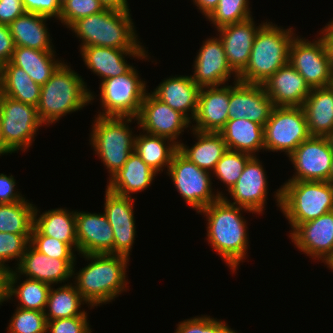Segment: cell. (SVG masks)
Listing matches in <instances>:
<instances>
[{
    "label": "cell",
    "instance_id": "cell-9",
    "mask_svg": "<svg viewBox=\"0 0 333 333\" xmlns=\"http://www.w3.org/2000/svg\"><path fill=\"white\" fill-rule=\"evenodd\" d=\"M37 107L2 95L0 125L4 140V154L26 151L32 145L39 127H42Z\"/></svg>",
    "mask_w": 333,
    "mask_h": 333
},
{
    "label": "cell",
    "instance_id": "cell-54",
    "mask_svg": "<svg viewBox=\"0 0 333 333\" xmlns=\"http://www.w3.org/2000/svg\"><path fill=\"white\" fill-rule=\"evenodd\" d=\"M6 274H7V271L0 268V304L1 305L4 301H7V296H6V288H7L6 287L7 286Z\"/></svg>",
    "mask_w": 333,
    "mask_h": 333
},
{
    "label": "cell",
    "instance_id": "cell-22",
    "mask_svg": "<svg viewBox=\"0 0 333 333\" xmlns=\"http://www.w3.org/2000/svg\"><path fill=\"white\" fill-rule=\"evenodd\" d=\"M76 259L50 258L37 251L31 244L21 257L14 271L21 277L52 284L64 283L73 278Z\"/></svg>",
    "mask_w": 333,
    "mask_h": 333
},
{
    "label": "cell",
    "instance_id": "cell-17",
    "mask_svg": "<svg viewBox=\"0 0 333 333\" xmlns=\"http://www.w3.org/2000/svg\"><path fill=\"white\" fill-rule=\"evenodd\" d=\"M134 199L122 196L106 188L104 214L113 229L114 254L130 257L135 240Z\"/></svg>",
    "mask_w": 333,
    "mask_h": 333
},
{
    "label": "cell",
    "instance_id": "cell-6",
    "mask_svg": "<svg viewBox=\"0 0 333 333\" xmlns=\"http://www.w3.org/2000/svg\"><path fill=\"white\" fill-rule=\"evenodd\" d=\"M132 20L130 11L105 9L76 20L69 28L81 39L80 49L86 46L137 49L142 43Z\"/></svg>",
    "mask_w": 333,
    "mask_h": 333
},
{
    "label": "cell",
    "instance_id": "cell-36",
    "mask_svg": "<svg viewBox=\"0 0 333 333\" xmlns=\"http://www.w3.org/2000/svg\"><path fill=\"white\" fill-rule=\"evenodd\" d=\"M19 278L20 276L13 269L7 271V300L12 299L13 296H15L16 300L18 298V302L20 303H18L17 307L44 312L51 285L30 278H26L23 283H19L18 285L16 283L18 282Z\"/></svg>",
    "mask_w": 333,
    "mask_h": 333
},
{
    "label": "cell",
    "instance_id": "cell-48",
    "mask_svg": "<svg viewBox=\"0 0 333 333\" xmlns=\"http://www.w3.org/2000/svg\"><path fill=\"white\" fill-rule=\"evenodd\" d=\"M16 180L13 175L0 174V204L23 201L25 198L15 190Z\"/></svg>",
    "mask_w": 333,
    "mask_h": 333
},
{
    "label": "cell",
    "instance_id": "cell-21",
    "mask_svg": "<svg viewBox=\"0 0 333 333\" xmlns=\"http://www.w3.org/2000/svg\"><path fill=\"white\" fill-rule=\"evenodd\" d=\"M80 54L84 64L94 74L105 79L121 76L127 73L133 66L127 63L125 57L148 59V52L140 45L137 49H115L102 46L81 47Z\"/></svg>",
    "mask_w": 333,
    "mask_h": 333
},
{
    "label": "cell",
    "instance_id": "cell-23",
    "mask_svg": "<svg viewBox=\"0 0 333 333\" xmlns=\"http://www.w3.org/2000/svg\"><path fill=\"white\" fill-rule=\"evenodd\" d=\"M259 26H255L253 17L216 29L224 46L227 62L239 75L247 66L253 42Z\"/></svg>",
    "mask_w": 333,
    "mask_h": 333
},
{
    "label": "cell",
    "instance_id": "cell-56",
    "mask_svg": "<svg viewBox=\"0 0 333 333\" xmlns=\"http://www.w3.org/2000/svg\"><path fill=\"white\" fill-rule=\"evenodd\" d=\"M326 137L329 141L331 149L333 150V130Z\"/></svg>",
    "mask_w": 333,
    "mask_h": 333
},
{
    "label": "cell",
    "instance_id": "cell-43",
    "mask_svg": "<svg viewBox=\"0 0 333 333\" xmlns=\"http://www.w3.org/2000/svg\"><path fill=\"white\" fill-rule=\"evenodd\" d=\"M30 244L40 253L58 259H76L75 251L68 244L43 235L35 226L33 227Z\"/></svg>",
    "mask_w": 333,
    "mask_h": 333
},
{
    "label": "cell",
    "instance_id": "cell-12",
    "mask_svg": "<svg viewBox=\"0 0 333 333\" xmlns=\"http://www.w3.org/2000/svg\"><path fill=\"white\" fill-rule=\"evenodd\" d=\"M294 37L289 49V63L304 77L310 88L330 86L332 68L325 43Z\"/></svg>",
    "mask_w": 333,
    "mask_h": 333
},
{
    "label": "cell",
    "instance_id": "cell-8",
    "mask_svg": "<svg viewBox=\"0 0 333 333\" xmlns=\"http://www.w3.org/2000/svg\"><path fill=\"white\" fill-rule=\"evenodd\" d=\"M99 89L103 112L97 116L102 117L137 118L147 93L146 83L134 66L124 75L101 81Z\"/></svg>",
    "mask_w": 333,
    "mask_h": 333
},
{
    "label": "cell",
    "instance_id": "cell-1",
    "mask_svg": "<svg viewBox=\"0 0 333 333\" xmlns=\"http://www.w3.org/2000/svg\"><path fill=\"white\" fill-rule=\"evenodd\" d=\"M249 211L244 207L228 203L223 197L211 203L198 213L206 216L207 240L215 252L225 261L231 271L238 269L245 260L249 241L247 223L241 211Z\"/></svg>",
    "mask_w": 333,
    "mask_h": 333
},
{
    "label": "cell",
    "instance_id": "cell-41",
    "mask_svg": "<svg viewBox=\"0 0 333 333\" xmlns=\"http://www.w3.org/2000/svg\"><path fill=\"white\" fill-rule=\"evenodd\" d=\"M11 317L8 333H46L47 320L44 312L17 307Z\"/></svg>",
    "mask_w": 333,
    "mask_h": 333
},
{
    "label": "cell",
    "instance_id": "cell-2",
    "mask_svg": "<svg viewBox=\"0 0 333 333\" xmlns=\"http://www.w3.org/2000/svg\"><path fill=\"white\" fill-rule=\"evenodd\" d=\"M91 262L75 273L77 291L91 308L115 300L128 288L126 269L129 259L115 254H82ZM76 282V283H75Z\"/></svg>",
    "mask_w": 333,
    "mask_h": 333
},
{
    "label": "cell",
    "instance_id": "cell-34",
    "mask_svg": "<svg viewBox=\"0 0 333 333\" xmlns=\"http://www.w3.org/2000/svg\"><path fill=\"white\" fill-rule=\"evenodd\" d=\"M2 95L38 106L41 94V85L35 83L22 68L15 66L11 61L1 66Z\"/></svg>",
    "mask_w": 333,
    "mask_h": 333
},
{
    "label": "cell",
    "instance_id": "cell-20",
    "mask_svg": "<svg viewBox=\"0 0 333 333\" xmlns=\"http://www.w3.org/2000/svg\"><path fill=\"white\" fill-rule=\"evenodd\" d=\"M77 254H114L113 229L106 215L75 211Z\"/></svg>",
    "mask_w": 333,
    "mask_h": 333
},
{
    "label": "cell",
    "instance_id": "cell-47",
    "mask_svg": "<svg viewBox=\"0 0 333 333\" xmlns=\"http://www.w3.org/2000/svg\"><path fill=\"white\" fill-rule=\"evenodd\" d=\"M23 5L28 13L55 18L59 20L61 5L57 0H23Z\"/></svg>",
    "mask_w": 333,
    "mask_h": 333
},
{
    "label": "cell",
    "instance_id": "cell-60",
    "mask_svg": "<svg viewBox=\"0 0 333 333\" xmlns=\"http://www.w3.org/2000/svg\"><path fill=\"white\" fill-rule=\"evenodd\" d=\"M57 1L62 6L67 0H57Z\"/></svg>",
    "mask_w": 333,
    "mask_h": 333
},
{
    "label": "cell",
    "instance_id": "cell-29",
    "mask_svg": "<svg viewBox=\"0 0 333 333\" xmlns=\"http://www.w3.org/2000/svg\"><path fill=\"white\" fill-rule=\"evenodd\" d=\"M227 149L256 156V152L264 151V127L246 119H229L219 132Z\"/></svg>",
    "mask_w": 333,
    "mask_h": 333
},
{
    "label": "cell",
    "instance_id": "cell-32",
    "mask_svg": "<svg viewBox=\"0 0 333 333\" xmlns=\"http://www.w3.org/2000/svg\"><path fill=\"white\" fill-rule=\"evenodd\" d=\"M38 212L40 213L37 207H35L34 226L43 235L56 238L78 252L75 212H71L65 208L51 209L45 211L40 216Z\"/></svg>",
    "mask_w": 333,
    "mask_h": 333
},
{
    "label": "cell",
    "instance_id": "cell-59",
    "mask_svg": "<svg viewBox=\"0 0 333 333\" xmlns=\"http://www.w3.org/2000/svg\"><path fill=\"white\" fill-rule=\"evenodd\" d=\"M1 96H2V82H1V76H0V99H1Z\"/></svg>",
    "mask_w": 333,
    "mask_h": 333
},
{
    "label": "cell",
    "instance_id": "cell-50",
    "mask_svg": "<svg viewBox=\"0 0 333 333\" xmlns=\"http://www.w3.org/2000/svg\"><path fill=\"white\" fill-rule=\"evenodd\" d=\"M15 44L8 25L0 23V66L11 61Z\"/></svg>",
    "mask_w": 333,
    "mask_h": 333
},
{
    "label": "cell",
    "instance_id": "cell-27",
    "mask_svg": "<svg viewBox=\"0 0 333 333\" xmlns=\"http://www.w3.org/2000/svg\"><path fill=\"white\" fill-rule=\"evenodd\" d=\"M156 174L133 151L123 167L109 179L107 188L116 194L131 197V194L144 191L151 186Z\"/></svg>",
    "mask_w": 333,
    "mask_h": 333
},
{
    "label": "cell",
    "instance_id": "cell-38",
    "mask_svg": "<svg viewBox=\"0 0 333 333\" xmlns=\"http://www.w3.org/2000/svg\"><path fill=\"white\" fill-rule=\"evenodd\" d=\"M23 201L0 204V232L31 235L34 227L35 205Z\"/></svg>",
    "mask_w": 333,
    "mask_h": 333
},
{
    "label": "cell",
    "instance_id": "cell-11",
    "mask_svg": "<svg viewBox=\"0 0 333 333\" xmlns=\"http://www.w3.org/2000/svg\"><path fill=\"white\" fill-rule=\"evenodd\" d=\"M310 136L302 107L275 106L264 125V150L283 151L289 157Z\"/></svg>",
    "mask_w": 333,
    "mask_h": 333
},
{
    "label": "cell",
    "instance_id": "cell-49",
    "mask_svg": "<svg viewBox=\"0 0 333 333\" xmlns=\"http://www.w3.org/2000/svg\"><path fill=\"white\" fill-rule=\"evenodd\" d=\"M26 13L23 0H0V23L9 25Z\"/></svg>",
    "mask_w": 333,
    "mask_h": 333
},
{
    "label": "cell",
    "instance_id": "cell-5",
    "mask_svg": "<svg viewBox=\"0 0 333 333\" xmlns=\"http://www.w3.org/2000/svg\"><path fill=\"white\" fill-rule=\"evenodd\" d=\"M274 196L291 232L299 224L333 211V184L329 181H286Z\"/></svg>",
    "mask_w": 333,
    "mask_h": 333
},
{
    "label": "cell",
    "instance_id": "cell-55",
    "mask_svg": "<svg viewBox=\"0 0 333 333\" xmlns=\"http://www.w3.org/2000/svg\"><path fill=\"white\" fill-rule=\"evenodd\" d=\"M1 155H4V140H3L1 125H0V156Z\"/></svg>",
    "mask_w": 333,
    "mask_h": 333
},
{
    "label": "cell",
    "instance_id": "cell-33",
    "mask_svg": "<svg viewBox=\"0 0 333 333\" xmlns=\"http://www.w3.org/2000/svg\"><path fill=\"white\" fill-rule=\"evenodd\" d=\"M55 51H40L23 46H15L11 62L22 68L37 84L44 85L62 63L55 59Z\"/></svg>",
    "mask_w": 333,
    "mask_h": 333
},
{
    "label": "cell",
    "instance_id": "cell-39",
    "mask_svg": "<svg viewBox=\"0 0 333 333\" xmlns=\"http://www.w3.org/2000/svg\"><path fill=\"white\" fill-rule=\"evenodd\" d=\"M252 155L239 151L227 150L217 162L213 175L226 185L229 191L237 182L245 165Z\"/></svg>",
    "mask_w": 333,
    "mask_h": 333
},
{
    "label": "cell",
    "instance_id": "cell-44",
    "mask_svg": "<svg viewBox=\"0 0 333 333\" xmlns=\"http://www.w3.org/2000/svg\"><path fill=\"white\" fill-rule=\"evenodd\" d=\"M105 10L99 0H67L61 6L59 21L69 28L76 20Z\"/></svg>",
    "mask_w": 333,
    "mask_h": 333
},
{
    "label": "cell",
    "instance_id": "cell-35",
    "mask_svg": "<svg viewBox=\"0 0 333 333\" xmlns=\"http://www.w3.org/2000/svg\"><path fill=\"white\" fill-rule=\"evenodd\" d=\"M143 133L135 135L134 152L157 174L163 167L168 170L178 145L169 138Z\"/></svg>",
    "mask_w": 333,
    "mask_h": 333
},
{
    "label": "cell",
    "instance_id": "cell-25",
    "mask_svg": "<svg viewBox=\"0 0 333 333\" xmlns=\"http://www.w3.org/2000/svg\"><path fill=\"white\" fill-rule=\"evenodd\" d=\"M262 85L274 106L302 107L311 92L304 77L289 62Z\"/></svg>",
    "mask_w": 333,
    "mask_h": 333
},
{
    "label": "cell",
    "instance_id": "cell-42",
    "mask_svg": "<svg viewBox=\"0 0 333 333\" xmlns=\"http://www.w3.org/2000/svg\"><path fill=\"white\" fill-rule=\"evenodd\" d=\"M31 235H21L0 232V268L10 271L12 268L5 264L7 261L17 260L18 264L30 244Z\"/></svg>",
    "mask_w": 333,
    "mask_h": 333
},
{
    "label": "cell",
    "instance_id": "cell-57",
    "mask_svg": "<svg viewBox=\"0 0 333 333\" xmlns=\"http://www.w3.org/2000/svg\"><path fill=\"white\" fill-rule=\"evenodd\" d=\"M329 182L333 184V156L331 161V168H330V174H329Z\"/></svg>",
    "mask_w": 333,
    "mask_h": 333
},
{
    "label": "cell",
    "instance_id": "cell-37",
    "mask_svg": "<svg viewBox=\"0 0 333 333\" xmlns=\"http://www.w3.org/2000/svg\"><path fill=\"white\" fill-rule=\"evenodd\" d=\"M86 303L77 288L72 283H67L57 289L51 286L47 304L44 311L47 321L87 316L86 311H81V305Z\"/></svg>",
    "mask_w": 333,
    "mask_h": 333
},
{
    "label": "cell",
    "instance_id": "cell-3",
    "mask_svg": "<svg viewBox=\"0 0 333 333\" xmlns=\"http://www.w3.org/2000/svg\"><path fill=\"white\" fill-rule=\"evenodd\" d=\"M94 97L82 77L63 61L41 86L38 116L44 125H50L68 113L83 109Z\"/></svg>",
    "mask_w": 333,
    "mask_h": 333
},
{
    "label": "cell",
    "instance_id": "cell-15",
    "mask_svg": "<svg viewBox=\"0 0 333 333\" xmlns=\"http://www.w3.org/2000/svg\"><path fill=\"white\" fill-rule=\"evenodd\" d=\"M273 101L261 84L243 83L234 80L229 85L228 120L248 119L264 127L274 109Z\"/></svg>",
    "mask_w": 333,
    "mask_h": 333
},
{
    "label": "cell",
    "instance_id": "cell-40",
    "mask_svg": "<svg viewBox=\"0 0 333 333\" xmlns=\"http://www.w3.org/2000/svg\"><path fill=\"white\" fill-rule=\"evenodd\" d=\"M249 0H219L217 7L206 18L215 28L238 23L251 18Z\"/></svg>",
    "mask_w": 333,
    "mask_h": 333
},
{
    "label": "cell",
    "instance_id": "cell-45",
    "mask_svg": "<svg viewBox=\"0 0 333 333\" xmlns=\"http://www.w3.org/2000/svg\"><path fill=\"white\" fill-rule=\"evenodd\" d=\"M175 333H238L222 320L210 316H197L179 322Z\"/></svg>",
    "mask_w": 333,
    "mask_h": 333
},
{
    "label": "cell",
    "instance_id": "cell-61",
    "mask_svg": "<svg viewBox=\"0 0 333 333\" xmlns=\"http://www.w3.org/2000/svg\"><path fill=\"white\" fill-rule=\"evenodd\" d=\"M330 86H331V88L333 89V73H332V79H331Z\"/></svg>",
    "mask_w": 333,
    "mask_h": 333
},
{
    "label": "cell",
    "instance_id": "cell-7",
    "mask_svg": "<svg viewBox=\"0 0 333 333\" xmlns=\"http://www.w3.org/2000/svg\"><path fill=\"white\" fill-rule=\"evenodd\" d=\"M133 117L97 116L90 133V144L108 170L111 179L134 151L135 134L127 125Z\"/></svg>",
    "mask_w": 333,
    "mask_h": 333
},
{
    "label": "cell",
    "instance_id": "cell-58",
    "mask_svg": "<svg viewBox=\"0 0 333 333\" xmlns=\"http://www.w3.org/2000/svg\"><path fill=\"white\" fill-rule=\"evenodd\" d=\"M325 264L333 270V255L325 262Z\"/></svg>",
    "mask_w": 333,
    "mask_h": 333
},
{
    "label": "cell",
    "instance_id": "cell-10",
    "mask_svg": "<svg viewBox=\"0 0 333 333\" xmlns=\"http://www.w3.org/2000/svg\"><path fill=\"white\" fill-rule=\"evenodd\" d=\"M167 173L185 203L197 213L224 195L212 192L211 172L196 166L179 150L174 153Z\"/></svg>",
    "mask_w": 333,
    "mask_h": 333
},
{
    "label": "cell",
    "instance_id": "cell-13",
    "mask_svg": "<svg viewBox=\"0 0 333 333\" xmlns=\"http://www.w3.org/2000/svg\"><path fill=\"white\" fill-rule=\"evenodd\" d=\"M332 156L327 137L310 136L289 156L296 171L288 181H329Z\"/></svg>",
    "mask_w": 333,
    "mask_h": 333
},
{
    "label": "cell",
    "instance_id": "cell-14",
    "mask_svg": "<svg viewBox=\"0 0 333 333\" xmlns=\"http://www.w3.org/2000/svg\"><path fill=\"white\" fill-rule=\"evenodd\" d=\"M136 121L138 128L143 129V132L169 138L177 145L181 143L177 140L180 134L185 128L191 127L192 123L185 115L172 109L149 92L142 101Z\"/></svg>",
    "mask_w": 333,
    "mask_h": 333
},
{
    "label": "cell",
    "instance_id": "cell-16",
    "mask_svg": "<svg viewBox=\"0 0 333 333\" xmlns=\"http://www.w3.org/2000/svg\"><path fill=\"white\" fill-rule=\"evenodd\" d=\"M194 61L192 80L197 86L212 87L226 85L231 75L238 80V75L227 62L224 46L220 37H211L203 41ZM226 82V84H225Z\"/></svg>",
    "mask_w": 333,
    "mask_h": 333
},
{
    "label": "cell",
    "instance_id": "cell-51",
    "mask_svg": "<svg viewBox=\"0 0 333 333\" xmlns=\"http://www.w3.org/2000/svg\"><path fill=\"white\" fill-rule=\"evenodd\" d=\"M320 33L322 34L320 36L325 43L333 72V20L326 24V26L321 30Z\"/></svg>",
    "mask_w": 333,
    "mask_h": 333
},
{
    "label": "cell",
    "instance_id": "cell-24",
    "mask_svg": "<svg viewBox=\"0 0 333 333\" xmlns=\"http://www.w3.org/2000/svg\"><path fill=\"white\" fill-rule=\"evenodd\" d=\"M229 86L201 87L197 111L191 129L201 132H220L228 121Z\"/></svg>",
    "mask_w": 333,
    "mask_h": 333
},
{
    "label": "cell",
    "instance_id": "cell-26",
    "mask_svg": "<svg viewBox=\"0 0 333 333\" xmlns=\"http://www.w3.org/2000/svg\"><path fill=\"white\" fill-rule=\"evenodd\" d=\"M199 91L200 87L192 80L191 75H176L162 81L151 94L191 121L197 111Z\"/></svg>",
    "mask_w": 333,
    "mask_h": 333
},
{
    "label": "cell",
    "instance_id": "cell-31",
    "mask_svg": "<svg viewBox=\"0 0 333 333\" xmlns=\"http://www.w3.org/2000/svg\"><path fill=\"white\" fill-rule=\"evenodd\" d=\"M197 142L189 148L184 143L178 145V150L199 168L208 172L214 171L217 162L228 150L219 132H201L191 129Z\"/></svg>",
    "mask_w": 333,
    "mask_h": 333
},
{
    "label": "cell",
    "instance_id": "cell-52",
    "mask_svg": "<svg viewBox=\"0 0 333 333\" xmlns=\"http://www.w3.org/2000/svg\"><path fill=\"white\" fill-rule=\"evenodd\" d=\"M201 13L207 18L219 4V0H193Z\"/></svg>",
    "mask_w": 333,
    "mask_h": 333
},
{
    "label": "cell",
    "instance_id": "cell-53",
    "mask_svg": "<svg viewBox=\"0 0 333 333\" xmlns=\"http://www.w3.org/2000/svg\"><path fill=\"white\" fill-rule=\"evenodd\" d=\"M105 9H112L116 11H129V4L127 0H99Z\"/></svg>",
    "mask_w": 333,
    "mask_h": 333
},
{
    "label": "cell",
    "instance_id": "cell-30",
    "mask_svg": "<svg viewBox=\"0 0 333 333\" xmlns=\"http://www.w3.org/2000/svg\"><path fill=\"white\" fill-rule=\"evenodd\" d=\"M46 16L26 12L8 25L15 46H23L40 51H55L48 32Z\"/></svg>",
    "mask_w": 333,
    "mask_h": 333
},
{
    "label": "cell",
    "instance_id": "cell-4",
    "mask_svg": "<svg viewBox=\"0 0 333 333\" xmlns=\"http://www.w3.org/2000/svg\"><path fill=\"white\" fill-rule=\"evenodd\" d=\"M292 28L283 29L272 22H264L256 33L250 58L238 81L263 84L289 61V49L296 36Z\"/></svg>",
    "mask_w": 333,
    "mask_h": 333
},
{
    "label": "cell",
    "instance_id": "cell-19",
    "mask_svg": "<svg viewBox=\"0 0 333 333\" xmlns=\"http://www.w3.org/2000/svg\"><path fill=\"white\" fill-rule=\"evenodd\" d=\"M289 234L303 254L325 263L333 255V211L299 224Z\"/></svg>",
    "mask_w": 333,
    "mask_h": 333
},
{
    "label": "cell",
    "instance_id": "cell-46",
    "mask_svg": "<svg viewBox=\"0 0 333 333\" xmlns=\"http://www.w3.org/2000/svg\"><path fill=\"white\" fill-rule=\"evenodd\" d=\"M46 333H91L87 316L47 321ZM49 331V332H48Z\"/></svg>",
    "mask_w": 333,
    "mask_h": 333
},
{
    "label": "cell",
    "instance_id": "cell-28",
    "mask_svg": "<svg viewBox=\"0 0 333 333\" xmlns=\"http://www.w3.org/2000/svg\"><path fill=\"white\" fill-rule=\"evenodd\" d=\"M311 136L326 137L333 130V89L312 88L302 106Z\"/></svg>",
    "mask_w": 333,
    "mask_h": 333
},
{
    "label": "cell",
    "instance_id": "cell-18",
    "mask_svg": "<svg viewBox=\"0 0 333 333\" xmlns=\"http://www.w3.org/2000/svg\"><path fill=\"white\" fill-rule=\"evenodd\" d=\"M262 163L252 156L244 167L236 184L228 191L233 202L223 196L230 204L244 207L253 213L262 214L265 210L268 183Z\"/></svg>",
    "mask_w": 333,
    "mask_h": 333
}]
</instances>
